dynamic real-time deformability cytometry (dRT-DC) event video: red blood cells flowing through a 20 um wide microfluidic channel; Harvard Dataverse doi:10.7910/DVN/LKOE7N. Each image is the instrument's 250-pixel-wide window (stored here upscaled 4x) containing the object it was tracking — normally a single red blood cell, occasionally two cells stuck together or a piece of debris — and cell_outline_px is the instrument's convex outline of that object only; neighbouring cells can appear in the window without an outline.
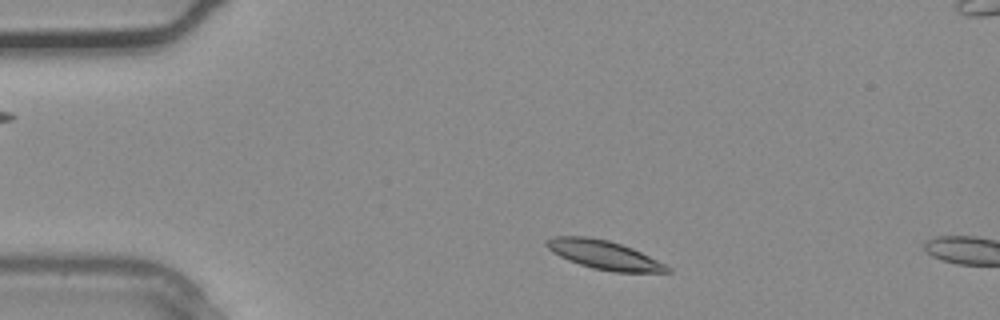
{"species": "common noctule bat (a hibernating species)", "species_latin": "Nyctalus noctula", "temperature_condition": "warm", "stored_images_in_passage": 2, "camera_frame_rate_fps": 3000, "um_per_image_px": 0.085, "animal": {"sex": "male", "body_mass_g": 20.4}, "frame": {"image": 1, "passage_image": 2, "time_ms": 0.333, "image_size_px": [1000, 320], "cell_outline_px": [[672, 272], [616, 272], [592, 268], [568, 260], [552, 252], [544, 244], [544, 240], [552, 236], [588, 236], [608, 240], [632, 248], [672, 268]], "centroid_in_image_um": [51.29, 21.65], "position_along_channel_um": 33.7, "area_um2": 20.17}}